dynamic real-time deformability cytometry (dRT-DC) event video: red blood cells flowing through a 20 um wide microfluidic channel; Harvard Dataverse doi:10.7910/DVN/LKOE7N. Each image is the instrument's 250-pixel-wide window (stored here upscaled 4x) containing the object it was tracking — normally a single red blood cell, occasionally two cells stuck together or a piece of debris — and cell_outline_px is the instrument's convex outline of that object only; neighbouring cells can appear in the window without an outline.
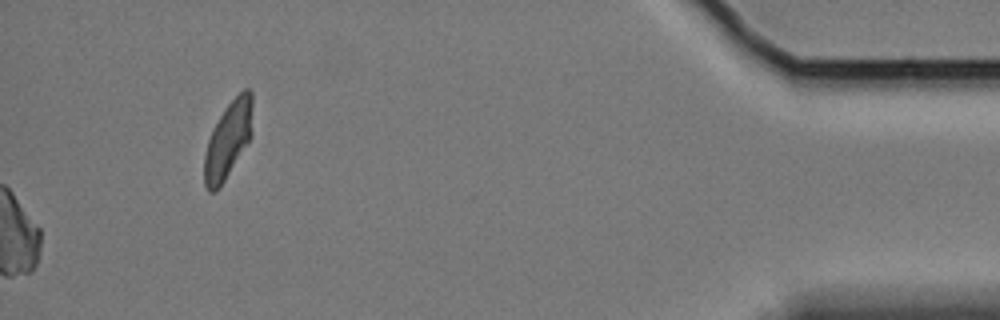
{"species": "Egyptian fruit bat (a non-hibernating species)", "species_latin": "Rousettus aegyptiacus", "temperature_condition": "cold", "stored_images_in_passage": 59, "camera_frame_rate_fps": 3000, "um_per_image_px": 0.085, "animal": {"sex": "female"}, "frame": {"image": 1, "passage_image": 59, "time_ms": 19.333, "image_size_px": [1000, 320], "cell_outline_px": [[252, 136], [220, 188], [216, 192], [208, 192], [204, 184], [204, 156], [208, 140], [220, 116], [228, 104], [244, 88], [248, 88], [252, 92]], "centroid_in_image_um": [19.4, 11.92], "position_along_channel_um": 415.8, "area_um2": 21.5}}